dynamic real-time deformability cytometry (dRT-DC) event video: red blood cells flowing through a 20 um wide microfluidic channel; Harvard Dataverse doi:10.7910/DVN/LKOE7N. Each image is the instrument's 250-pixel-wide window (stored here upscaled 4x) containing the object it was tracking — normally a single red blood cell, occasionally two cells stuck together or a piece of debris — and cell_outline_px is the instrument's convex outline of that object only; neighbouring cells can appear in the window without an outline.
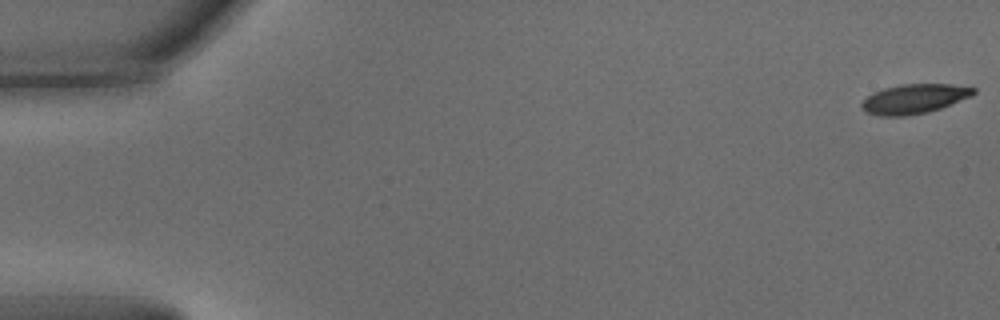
{"species": "common noctule bat (a hibernating species)", "species_latin": "Nyctalus noctula", "temperature_condition": "warm", "stored_images_in_passage": 53, "camera_frame_rate_fps": 3000, "um_per_image_px": 0.085, "animal": {"sex": "male", "body_mass_g": 15.6}, "frame": {"image": 1, "passage_image": 1, "time_ms": 0.0, "image_size_px": [1000, 320], "cell_outline_px": [[976, 92], [972, 96], [940, 108], [928, 112], [904, 116], [876, 116], [864, 112], [860, 108], [860, 104], [872, 92], [884, 88], [900, 84], [952, 84], [976, 88]], "centroid_in_image_um": [77.67, 8.4], "position_along_channel_um": 7.3, "area_um2": 19.42}}
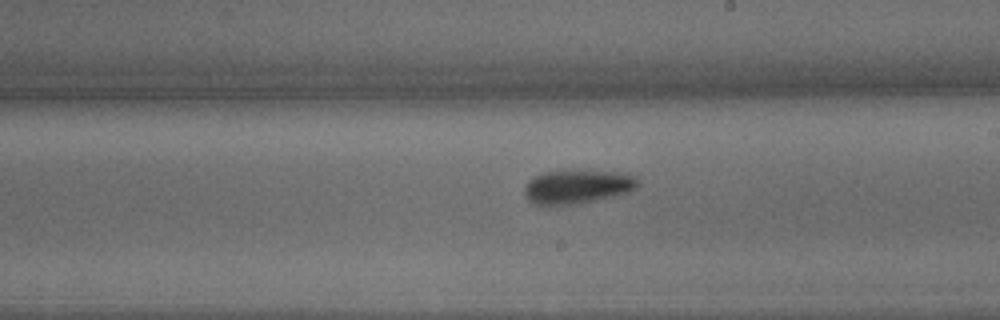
{"frame": {"image": 2, "passage_image": 31, "time_ms": 10.0, "image_size_px": [1000, 320], "cell_outline_px": [[640, 184], [636, 188], [628, 192], [580, 204], [548, 208], [532, 204], [528, 200], [524, 192], [524, 188], [528, 180], [544, 172], [616, 172], [636, 176], [640, 180]], "centroid_in_image_um": [49.03, 15.94], "position_along_channel_um": 240.0, "area_um2": 22.54}}
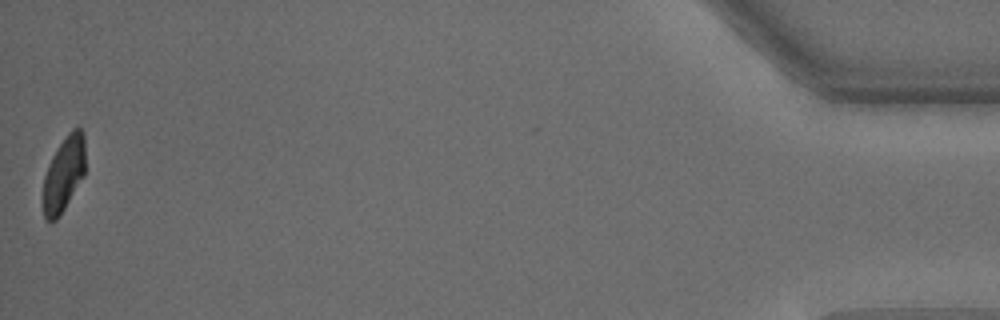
{"frame": {"image": 3, "passage_image": 53, "time_ms": 17.333, "image_size_px": [1000, 320], "cell_outline_px": [[84, 176], [60, 216], [56, 220], [48, 220], [44, 216], [44, 176], [48, 164], [52, 156], [68, 132], [72, 128], [80, 128], [84, 136]], "centroid_in_image_um": [5.43, 14.78], "position_along_channel_um": 429.8, "area_um2": 18.15}, "authors_computed_cell_mechanics": {"area_um2": 20.519, "velocity_mm_per_s": 3.8446, "shape_relaxation_time_tau1_ms": 2.7558, "shape_relaxation_time_tau2_ms": 1.9303, "deformation_change_tau1": 0.147, "deformation_change_tau2": 0.0834}}